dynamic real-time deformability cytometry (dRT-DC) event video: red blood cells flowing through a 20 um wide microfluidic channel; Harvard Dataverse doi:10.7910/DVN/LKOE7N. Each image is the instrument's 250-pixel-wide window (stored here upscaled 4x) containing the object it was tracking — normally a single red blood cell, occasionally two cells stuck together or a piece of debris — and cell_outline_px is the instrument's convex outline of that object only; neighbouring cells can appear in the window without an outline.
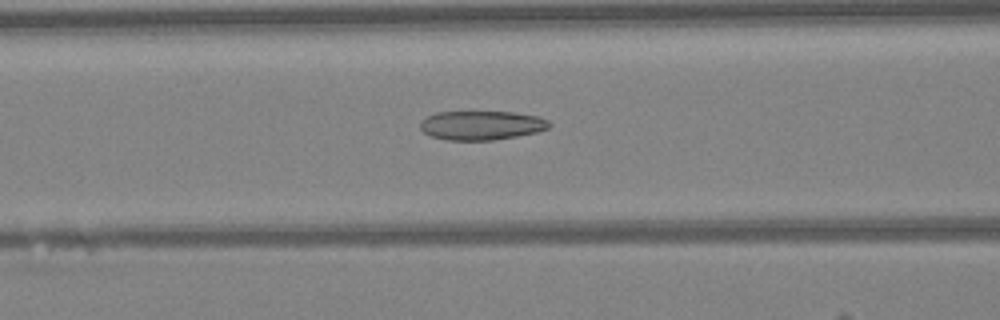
{"species": "Egyptian fruit bat (a non-hibernating species)", "species_latin": "Rousettus aegyptiacus", "temperature_condition": "warm", "stored_images_in_passage": 48, "camera_frame_rate_fps": 3000, "um_per_image_px": 0.085, "animal": {"sex": "female"}, "frame": {"image": 1, "passage_image": 20, "time_ms": 6.333, "image_size_px": [1000, 320], "cell_outline_px": [[552, 124], [548, 128], [536, 132], [516, 136], [492, 140], [444, 140], [432, 136], [424, 132], [420, 128], [420, 120], [436, 112], [516, 112], [540, 116], [548, 120]], "centroid_in_image_um": [40.93, 10.64], "position_along_channel_um": 125.7, "area_um2": 21.96}}
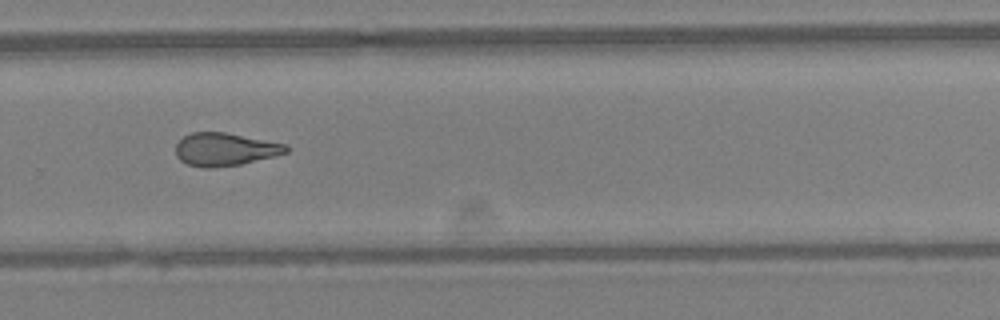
{"frame": {"image": 2, "passage_image": 33, "time_ms": 10.667, "image_size_px": [1000, 320], "cell_outline_px": [[288, 152], [276, 156], [240, 164], [212, 168], [204, 168], [188, 164], [180, 160], [176, 156], [176, 144], [184, 136], [192, 132], [224, 132], [288, 144]], "centroid_in_image_um": [19.13, 12.69], "position_along_channel_um": 310.7, "area_um2": 21.21}}
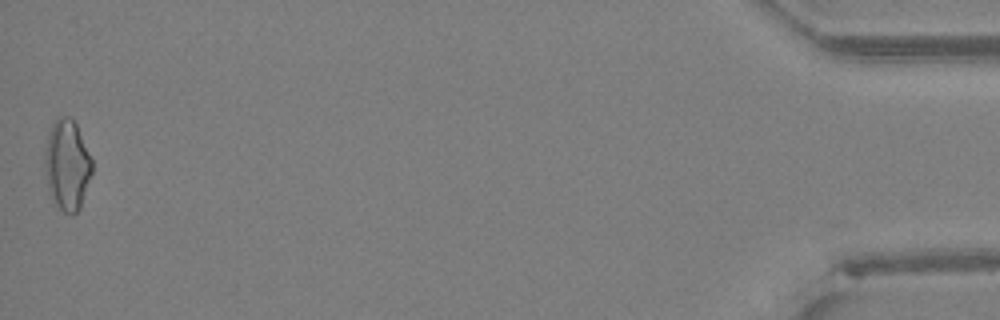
{"frame": {"image": 3, "passage_image": 48, "time_ms": 15.667, "image_size_px": [1000, 320], "cell_outline_px": [[92, 172], [80, 208], [72, 216], [64, 212], [56, 204], [52, 196], [44, 172], [44, 152], [48, 132], [56, 116], [72, 116], [76, 124], [92, 160]], "centroid_in_image_um": [5.69, 13.98], "position_along_channel_um": 429.5, "area_um2": 24.97}, "authors_computed_cell_mechanics": {"area_um2": 22.1374, "velocity_mm_per_s": 4.2865, "shape_relaxation_time_tau1_ms": null, "shape_relaxation_time_tau2_ms": 2.2661, "deformation_change_tau1": null, "deformation_change_tau2": 0.1071}}